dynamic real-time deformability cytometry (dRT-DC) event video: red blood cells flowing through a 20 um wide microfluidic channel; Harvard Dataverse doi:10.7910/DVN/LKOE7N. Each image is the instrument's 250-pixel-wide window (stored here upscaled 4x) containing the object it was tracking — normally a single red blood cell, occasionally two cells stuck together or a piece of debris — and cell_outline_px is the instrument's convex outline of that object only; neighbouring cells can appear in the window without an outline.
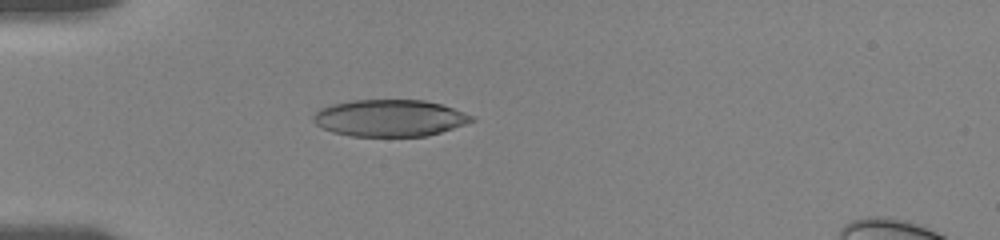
{"species": "human", "species_latin": "Homo sapiens", "temperature_condition": "room temperature", "stored_images_in_passage": 15, "camera_frame_rate_fps": 3000, "um_per_image_px": 0.085, "donor": {"sex": "female"}, "frame": {"image": 1, "passage_image": 1, "time_ms": 0.0, "image_size_px": [1000, 240], "cell_outline_px": [[476, 120], [428, 136], [352, 136], [332, 132], [316, 124], [312, 120], [312, 116], [320, 108], [332, 104], [352, 100], [424, 100], [440, 104], [476, 116]], "centroid_in_image_um": [33.12, 10.03], "position_along_channel_um": 51.9, "area_um2": 33.93}}
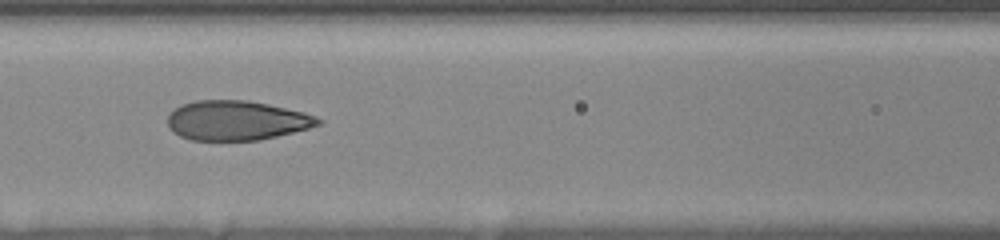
{"frame": {"image": 2, "passage_image": 9, "time_ms": 3.0, "image_size_px": [1000, 240], "cell_outline_px": [[324, 120], [320, 124], [308, 128], [260, 140], [192, 140], [180, 136], [168, 128], [168, 116], [180, 104], [192, 100], [248, 100], [268, 104], [304, 112], [316, 116]], "centroid_in_image_um": [20.1, 10.23], "position_along_channel_um": 146.5, "area_um2": 34.74}}
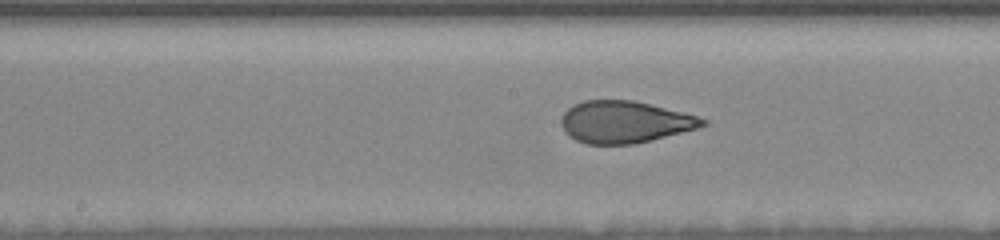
{"frame": {"image": 3, "passage_image": 13, "time_ms": 4.333, "image_size_px": [1000, 240], "cell_outline_px": [[708, 124], [696, 128], [652, 140], [632, 144], [588, 144], [576, 140], [564, 128], [560, 120], [564, 112], [572, 104], [584, 100], [632, 100], [696, 116], [708, 120]], "centroid_in_image_um": [53.08, 10.36], "position_along_channel_um": 195.1, "area_um2": 34.04}}